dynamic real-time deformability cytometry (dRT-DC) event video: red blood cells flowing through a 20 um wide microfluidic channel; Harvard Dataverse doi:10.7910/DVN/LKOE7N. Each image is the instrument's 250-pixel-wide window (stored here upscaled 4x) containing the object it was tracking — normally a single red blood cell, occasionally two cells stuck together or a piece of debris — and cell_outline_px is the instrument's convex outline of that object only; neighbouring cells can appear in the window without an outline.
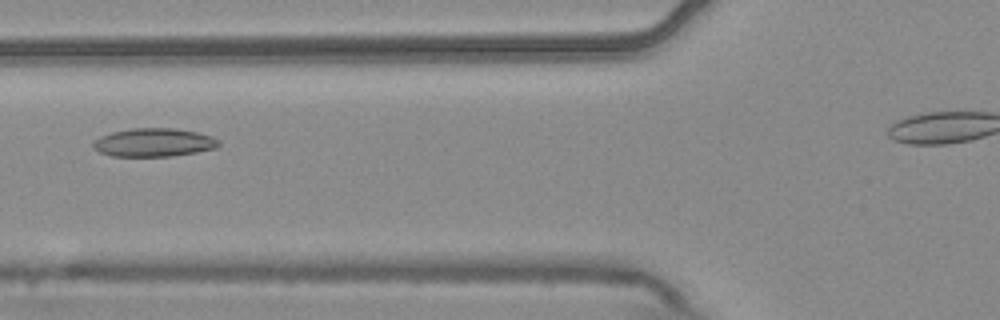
{"species": "common noctule bat (a hibernating species)", "species_latin": "Nyctalus noctula", "temperature_condition": "warm", "stored_images_in_passage": 7, "camera_frame_rate_fps": 3000, "um_per_image_px": 0.085, "animal": {"sex": "male", "body_mass_g": 20.4}, "frame": {"image": 1, "passage_image": 3, "time_ms": 0.667, "image_size_px": [1000, 320], "cell_outline_px": [[220, 144], [216, 148], [196, 152], [172, 156], [112, 156], [100, 152], [92, 148], [92, 144], [100, 136], [112, 132], [132, 128], [176, 128], [196, 132], [212, 136], [220, 140]], "centroid_in_image_um": [13.09, 12.11], "position_along_channel_um": 112.7, "area_um2": 20.81}}
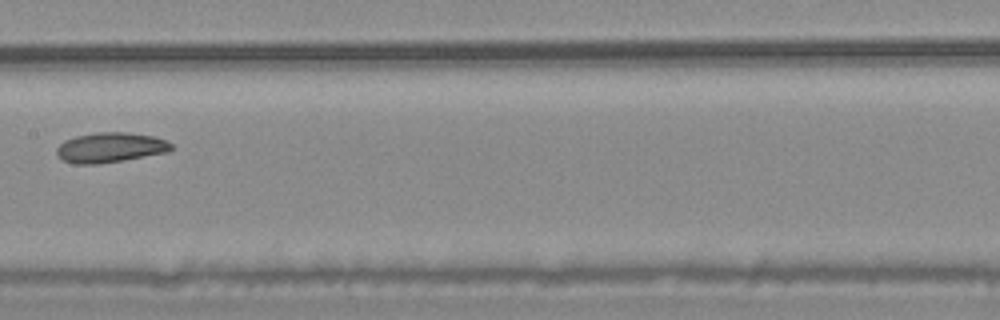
{"frame": {"image": 2, "passage_image": 5, "time_ms": 1.333, "image_size_px": [1000, 320], "cell_outline_px": [[172, 148], [168, 152], [124, 160], [96, 164], [72, 164], [64, 160], [56, 152], [56, 148], [64, 140], [76, 136], [96, 132], [128, 132], [152, 136], [168, 140], [172, 144]], "centroid_in_image_um": [9.38, 12.53], "position_along_channel_um": 198.0, "area_um2": 20.06}}
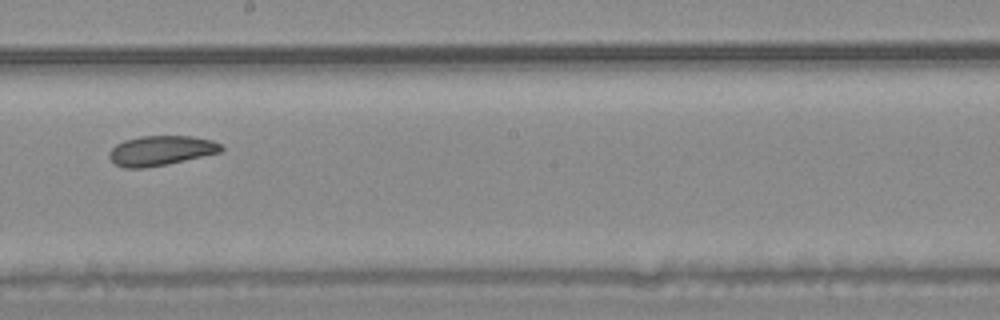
{"frame": {"image": 3, "passage_image": 6, "time_ms": 1.667, "image_size_px": [1000, 320], "cell_outline_px": [[224, 148], [220, 152], [184, 160], [144, 168], [124, 168], [116, 164], [108, 156], [108, 152], [116, 144], [124, 140], [140, 136], [192, 136], [212, 140], [220, 144]], "centroid_in_image_um": [13.65, 12.79], "position_along_channel_um": 234.6, "area_um2": 19.25}}